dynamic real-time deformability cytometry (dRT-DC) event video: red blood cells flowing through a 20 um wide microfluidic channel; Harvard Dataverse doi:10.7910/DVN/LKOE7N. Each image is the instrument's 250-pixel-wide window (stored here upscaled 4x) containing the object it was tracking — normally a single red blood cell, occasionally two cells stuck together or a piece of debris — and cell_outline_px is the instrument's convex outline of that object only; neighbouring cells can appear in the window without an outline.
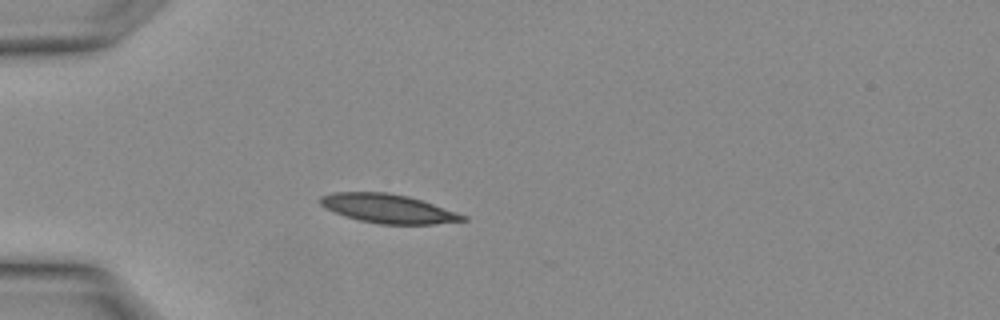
{"species": "Egyptian fruit bat (a non-hibernating species)", "species_latin": "Rousettus aegyptiacus", "temperature_condition": "warm", "stored_images_in_passage": 20, "camera_frame_rate_fps": 3000, "um_per_image_px": 0.085, "animal": {"sex": "female"}, "frame": {"image": 1, "passage_image": 6, "time_ms": 1.667, "image_size_px": [1000, 320], "cell_outline_px": [[468, 220], [432, 224], [380, 224], [360, 220], [324, 208], [320, 204], [320, 196], [332, 192], [384, 192], [408, 196], [468, 216]], "centroid_in_image_um": [32.98, 17.72], "position_along_channel_um": 52.0, "area_um2": 23.7}}
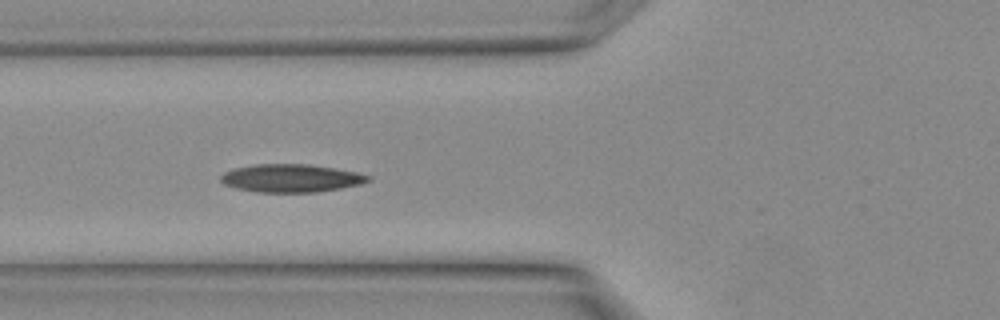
{"frame": {"image": 2, "passage_image": 9, "time_ms": 2.667, "image_size_px": [1000, 320], "cell_outline_px": [[372, 180], [360, 184], [340, 188], [316, 192], [256, 192], [236, 188], [224, 184], [220, 180], [220, 176], [224, 172], [232, 168], [256, 164], [308, 164], [336, 168], [356, 172], [372, 176]], "centroid_in_image_um": [24.73, 15.14], "position_along_channel_um": 101.1, "area_um2": 24.16}}